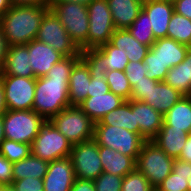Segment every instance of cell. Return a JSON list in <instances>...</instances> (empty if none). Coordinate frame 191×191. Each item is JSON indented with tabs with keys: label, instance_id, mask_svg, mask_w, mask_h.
I'll return each mask as SVG.
<instances>
[{
	"label": "cell",
	"instance_id": "5b68a950",
	"mask_svg": "<svg viewBox=\"0 0 191 191\" xmlns=\"http://www.w3.org/2000/svg\"><path fill=\"white\" fill-rule=\"evenodd\" d=\"M2 117L5 138L30 145L46 122L34 110H6Z\"/></svg>",
	"mask_w": 191,
	"mask_h": 191
},
{
	"label": "cell",
	"instance_id": "db71d44e",
	"mask_svg": "<svg viewBox=\"0 0 191 191\" xmlns=\"http://www.w3.org/2000/svg\"><path fill=\"white\" fill-rule=\"evenodd\" d=\"M138 1H140L143 4V3H146V2H148L150 0H138Z\"/></svg>",
	"mask_w": 191,
	"mask_h": 191
},
{
	"label": "cell",
	"instance_id": "f6af8a7d",
	"mask_svg": "<svg viewBox=\"0 0 191 191\" xmlns=\"http://www.w3.org/2000/svg\"><path fill=\"white\" fill-rule=\"evenodd\" d=\"M51 0H9L11 6H50Z\"/></svg>",
	"mask_w": 191,
	"mask_h": 191
},
{
	"label": "cell",
	"instance_id": "6da1fadb",
	"mask_svg": "<svg viewBox=\"0 0 191 191\" xmlns=\"http://www.w3.org/2000/svg\"><path fill=\"white\" fill-rule=\"evenodd\" d=\"M83 55H73L55 63L46 76L36 78L32 110L46 121L67 107L69 101V78L74 64Z\"/></svg>",
	"mask_w": 191,
	"mask_h": 191
},
{
	"label": "cell",
	"instance_id": "f35d334b",
	"mask_svg": "<svg viewBox=\"0 0 191 191\" xmlns=\"http://www.w3.org/2000/svg\"><path fill=\"white\" fill-rule=\"evenodd\" d=\"M7 191H44L43 179L39 178H24L13 181Z\"/></svg>",
	"mask_w": 191,
	"mask_h": 191
},
{
	"label": "cell",
	"instance_id": "7bdbcfd3",
	"mask_svg": "<svg viewBox=\"0 0 191 191\" xmlns=\"http://www.w3.org/2000/svg\"><path fill=\"white\" fill-rule=\"evenodd\" d=\"M174 12L191 20V0H172Z\"/></svg>",
	"mask_w": 191,
	"mask_h": 191
},
{
	"label": "cell",
	"instance_id": "ab89813d",
	"mask_svg": "<svg viewBox=\"0 0 191 191\" xmlns=\"http://www.w3.org/2000/svg\"><path fill=\"white\" fill-rule=\"evenodd\" d=\"M147 66L143 61L129 62L125 68L126 77L129 80L130 86L133 87L137 82L145 77Z\"/></svg>",
	"mask_w": 191,
	"mask_h": 191
},
{
	"label": "cell",
	"instance_id": "30bf717a",
	"mask_svg": "<svg viewBox=\"0 0 191 191\" xmlns=\"http://www.w3.org/2000/svg\"><path fill=\"white\" fill-rule=\"evenodd\" d=\"M89 32L87 35V52L110 41L116 29L107 0H93L87 5Z\"/></svg>",
	"mask_w": 191,
	"mask_h": 191
},
{
	"label": "cell",
	"instance_id": "8d00e7d4",
	"mask_svg": "<svg viewBox=\"0 0 191 191\" xmlns=\"http://www.w3.org/2000/svg\"><path fill=\"white\" fill-rule=\"evenodd\" d=\"M153 187L147 178L137 169L123 177L121 191H152Z\"/></svg>",
	"mask_w": 191,
	"mask_h": 191
},
{
	"label": "cell",
	"instance_id": "d6986e66",
	"mask_svg": "<svg viewBox=\"0 0 191 191\" xmlns=\"http://www.w3.org/2000/svg\"><path fill=\"white\" fill-rule=\"evenodd\" d=\"M123 102H125L123 98L109 91L105 94L87 97L78 106L94 123H97L100 122L106 114L117 109Z\"/></svg>",
	"mask_w": 191,
	"mask_h": 191
},
{
	"label": "cell",
	"instance_id": "8992f818",
	"mask_svg": "<svg viewBox=\"0 0 191 191\" xmlns=\"http://www.w3.org/2000/svg\"><path fill=\"white\" fill-rule=\"evenodd\" d=\"M174 160L153 141H146L137 156L136 169L147 178L153 188H157L172 172Z\"/></svg>",
	"mask_w": 191,
	"mask_h": 191
},
{
	"label": "cell",
	"instance_id": "4fadbf2b",
	"mask_svg": "<svg viewBox=\"0 0 191 191\" xmlns=\"http://www.w3.org/2000/svg\"><path fill=\"white\" fill-rule=\"evenodd\" d=\"M7 110H32L36 78L0 75Z\"/></svg>",
	"mask_w": 191,
	"mask_h": 191
},
{
	"label": "cell",
	"instance_id": "816d5d0a",
	"mask_svg": "<svg viewBox=\"0 0 191 191\" xmlns=\"http://www.w3.org/2000/svg\"><path fill=\"white\" fill-rule=\"evenodd\" d=\"M5 139L3 117L0 115V145Z\"/></svg>",
	"mask_w": 191,
	"mask_h": 191
},
{
	"label": "cell",
	"instance_id": "b9f144b4",
	"mask_svg": "<svg viewBox=\"0 0 191 191\" xmlns=\"http://www.w3.org/2000/svg\"><path fill=\"white\" fill-rule=\"evenodd\" d=\"M13 163L0 153V187L7 190L13 182Z\"/></svg>",
	"mask_w": 191,
	"mask_h": 191
},
{
	"label": "cell",
	"instance_id": "4dcf8cb0",
	"mask_svg": "<svg viewBox=\"0 0 191 191\" xmlns=\"http://www.w3.org/2000/svg\"><path fill=\"white\" fill-rule=\"evenodd\" d=\"M49 162L30 154L27 158L13 163V181L24 178L43 179L47 173Z\"/></svg>",
	"mask_w": 191,
	"mask_h": 191
},
{
	"label": "cell",
	"instance_id": "f1b7e54d",
	"mask_svg": "<svg viewBox=\"0 0 191 191\" xmlns=\"http://www.w3.org/2000/svg\"><path fill=\"white\" fill-rule=\"evenodd\" d=\"M163 121L172 129L191 133V96L181 97L168 112L163 115Z\"/></svg>",
	"mask_w": 191,
	"mask_h": 191
},
{
	"label": "cell",
	"instance_id": "5bb4252c",
	"mask_svg": "<svg viewBox=\"0 0 191 191\" xmlns=\"http://www.w3.org/2000/svg\"><path fill=\"white\" fill-rule=\"evenodd\" d=\"M72 159L69 157L49 162L43 177L44 191H70L75 181Z\"/></svg>",
	"mask_w": 191,
	"mask_h": 191
},
{
	"label": "cell",
	"instance_id": "1f68e13d",
	"mask_svg": "<svg viewBox=\"0 0 191 191\" xmlns=\"http://www.w3.org/2000/svg\"><path fill=\"white\" fill-rule=\"evenodd\" d=\"M167 37L191 47V20L173 12L167 29Z\"/></svg>",
	"mask_w": 191,
	"mask_h": 191
},
{
	"label": "cell",
	"instance_id": "9a60e30c",
	"mask_svg": "<svg viewBox=\"0 0 191 191\" xmlns=\"http://www.w3.org/2000/svg\"><path fill=\"white\" fill-rule=\"evenodd\" d=\"M29 51V60L35 78L46 76L50 68L65 56L53 47L34 39L25 45Z\"/></svg>",
	"mask_w": 191,
	"mask_h": 191
},
{
	"label": "cell",
	"instance_id": "3957f363",
	"mask_svg": "<svg viewBox=\"0 0 191 191\" xmlns=\"http://www.w3.org/2000/svg\"><path fill=\"white\" fill-rule=\"evenodd\" d=\"M188 48L168 37L156 39L143 61L147 66L145 76L164 81L169 69L185 59Z\"/></svg>",
	"mask_w": 191,
	"mask_h": 191
},
{
	"label": "cell",
	"instance_id": "bcb514c9",
	"mask_svg": "<svg viewBox=\"0 0 191 191\" xmlns=\"http://www.w3.org/2000/svg\"><path fill=\"white\" fill-rule=\"evenodd\" d=\"M8 44L6 42V38L3 35L2 29L0 27V72L3 69L5 58L7 54Z\"/></svg>",
	"mask_w": 191,
	"mask_h": 191
},
{
	"label": "cell",
	"instance_id": "c3c4849f",
	"mask_svg": "<svg viewBox=\"0 0 191 191\" xmlns=\"http://www.w3.org/2000/svg\"><path fill=\"white\" fill-rule=\"evenodd\" d=\"M7 110L5 97H4V88L2 84V80L0 77V115H2Z\"/></svg>",
	"mask_w": 191,
	"mask_h": 191
},
{
	"label": "cell",
	"instance_id": "7a4b0ae2",
	"mask_svg": "<svg viewBox=\"0 0 191 191\" xmlns=\"http://www.w3.org/2000/svg\"><path fill=\"white\" fill-rule=\"evenodd\" d=\"M49 6H11L0 18V27L8 46L26 45L36 39Z\"/></svg>",
	"mask_w": 191,
	"mask_h": 191
},
{
	"label": "cell",
	"instance_id": "cb8c5ba5",
	"mask_svg": "<svg viewBox=\"0 0 191 191\" xmlns=\"http://www.w3.org/2000/svg\"><path fill=\"white\" fill-rule=\"evenodd\" d=\"M116 29H128L142 10L138 0H107Z\"/></svg>",
	"mask_w": 191,
	"mask_h": 191
},
{
	"label": "cell",
	"instance_id": "44dd1931",
	"mask_svg": "<svg viewBox=\"0 0 191 191\" xmlns=\"http://www.w3.org/2000/svg\"><path fill=\"white\" fill-rule=\"evenodd\" d=\"M163 115L142 101L135 100V125H139V134L151 141L161 129Z\"/></svg>",
	"mask_w": 191,
	"mask_h": 191
},
{
	"label": "cell",
	"instance_id": "7402d4cb",
	"mask_svg": "<svg viewBox=\"0 0 191 191\" xmlns=\"http://www.w3.org/2000/svg\"><path fill=\"white\" fill-rule=\"evenodd\" d=\"M103 172L124 177L136 169V160L111 148L99 146Z\"/></svg>",
	"mask_w": 191,
	"mask_h": 191
},
{
	"label": "cell",
	"instance_id": "52a82bcc",
	"mask_svg": "<svg viewBox=\"0 0 191 191\" xmlns=\"http://www.w3.org/2000/svg\"><path fill=\"white\" fill-rule=\"evenodd\" d=\"M72 144L94 138V122L79 106H70L49 120Z\"/></svg>",
	"mask_w": 191,
	"mask_h": 191
},
{
	"label": "cell",
	"instance_id": "8fae6325",
	"mask_svg": "<svg viewBox=\"0 0 191 191\" xmlns=\"http://www.w3.org/2000/svg\"><path fill=\"white\" fill-rule=\"evenodd\" d=\"M36 39L53 47L65 57L84 55L51 10L42 19Z\"/></svg>",
	"mask_w": 191,
	"mask_h": 191
},
{
	"label": "cell",
	"instance_id": "ba28073f",
	"mask_svg": "<svg viewBox=\"0 0 191 191\" xmlns=\"http://www.w3.org/2000/svg\"><path fill=\"white\" fill-rule=\"evenodd\" d=\"M93 139L98 146L119 151L122 154L133 157L135 160L143 144L147 141L140 134L110 125H94Z\"/></svg>",
	"mask_w": 191,
	"mask_h": 191
},
{
	"label": "cell",
	"instance_id": "603a6c76",
	"mask_svg": "<svg viewBox=\"0 0 191 191\" xmlns=\"http://www.w3.org/2000/svg\"><path fill=\"white\" fill-rule=\"evenodd\" d=\"M188 134L183 130L172 129L164 121L158 134L151 140L169 157L178 159L183 146L187 142Z\"/></svg>",
	"mask_w": 191,
	"mask_h": 191
},
{
	"label": "cell",
	"instance_id": "ffe728a7",
	"mask_svg": "<svg viewBox=\"0 0 191 191\" xmlns=\"http://www.w3.org/2000/svg\"><path fill=\"white\" fill-rule=\"evenodd\" d=\"M29 58V51L25 45L9 46L0 75L35 78Z\"/></svg>",
	"mask_w": 191,
	"mask_h": 191
},
{
	"label": "cell",
	"instance_id": "11a10c76",
	"mask_svg": "<svg viewBox=\"0 0 191 191\" xmlns=\"http://www.w3.org/2000/svg\"><path fill=\"white\" fill-rule=\"evenodd\" d=\"M152 191H160L159 189L157 188H153Z\"/></svg>",
	"mask_w": 191,
	"mask_h": 191
},
{
	"label": "cell",
	"instance_id": "d590c367",
	"mask_svg": "<svg viewBox=\"0 0 191 191\" xmlns=\"http://www.w3.org/2000/svg\"><path fill=\"white\" fill-rule=\"evenodd\" d=\"M90 73L91 81L89 83V91L87 92V97H92V95L105 94L109 92V85L106 82V70L98 68L90 60Z\"/></svg>",
	"mask_w": 191,
	"mask_h": 191
},
{
	"label": "cell",
	"instance_id": "74e56055",
	"mask_svg": "<svg viewBox=\"0 0 191 191\" xmlns=\"http://www.w3.org/2000/svg\"><path fill=\"white\" fill-rule=\"evenodd\" d=\"M123 177L102 172L93 182L96 191H121Z\"/></svg>",
	"mask_w": 191,
	"mask_h": 191
},
{
	"label": "cell",
	"instance_id": "f5cc1de1",
	"mask_svg": "<svg viewBox=\"0 0 191 191\" xmlns=\"http://www.w3.org/2000/svg\"><path fill=\"white\" fill-rule=\"evenodd\" d=\"M188 191H191V177H190V179L188 180Z\"/></svg>",
	"mask_w": 191,
	"mask_h": 191
},
{
	"label": "cell",
	"instance_id": "e575fe53",
	"mask_svg": "<svg viewBox=\"0 0 191 191\" xmlns=\"http://www.w3.org/2000/svg\"><path fill=\"white\" fill-rule=\"evenodd\" d=\"M0 153L14 163L27 158L31 154V145L5 138L0 145Z\"/></svg>",
	"mask_w": 191,
	"mask_h": 191
},
{
	"label": "cell",
	"instance_id": "f546056e",
	"mask_svg": "<svg viewBox=\"0 0 191 191\" xmlns=\"http://www.w3.org/2000/svg\"><path fill=\"white\" fill-rule=\"evenodd\" d=\"M191 163L175 159L172 172L157 187L160 191H188Z\"/></svg>",
	"mask_w": 191,
	"mask_h": 191
},
{
	"label": "cell",
	"instance_id": "ac0fdd59",
	"mask_svg": "<svg viewBox=\"0 0 191 191\" xmlns=\"http://www.w3.org/2000/svg\"><path fill=\"white\" fill-rule=\"evenodd\" d=\"M142 10L148 15L155 39L167 37L170 18L174 12L171 0H150L143 3Z\"/></svg>",
	"mask_w": 191,
	"mask_h": 191
},
{
	"label": "cell",
	"instance_id": "4316f807",
	"mask_svg": "<svg viewBox=\"0 0 191 191\" xmlns=\"http://www.w3.org/2000/svg\"><path fill=\"white\" fill-rule=\"evenodd\" d=\"M109 42L119 49H124L129 62L144 61L150 49L134 38L128 29H115Z\"/></svg>",
	"mask_w": 191,
	"mask_h": 191
},
{
	"label": "cell",
	"instance_id": "d6a6232c",
	"mask_svg": "<svg viewBox=\"0 0 191 191\" xmlns=\"http://www.w3.org/2000/svg\"><path fill=\"white\" fill-rule=\"evenodd\" d=\"M148 15L141 10L136 20L128 28L130 34L136 38L140 43L149 47L156 41L151 24L149 23Z\"/></svg>",
	"mask_w": 191,
	"mask_h": 191
},
{
	"label": "cell",
	"instance_id": "681fc988",
	"mask_svg": "<svg viewBox=\"0 0 191 191\" xmlns=\"http://www.w3.org/2000/svg\"><path fill=\"white\" fill-rule=\"evenodd\" d=\"M93 0H51L50 3H80L83 5H88Z\"/></svg>",
	"mask_w": 191,
	"mask_h": 191
},
{
	"label": "cell",
	"instance_id": "836d02e7",
	"mask_svg": "<svg viewBox=\"0 0 191 191\" xmlns=\"http://www.w3.org/2000/svg\"><path fill=\"white\" fill-rule=\"evenodd\" d=\"M106 82L111 92L120 96L125 101L130 100L132 87L126 77L125 71H106Z\"/></svg>",
	"mask_w": 191,
	"mask_h": 191
},
{
	"label": "cell",
	"instance_id": "277c9868",
	"mask_svg": "<svg viewBox=\"0 0 191 191\" xmlns=\"http://www.w3.org/2000/svg\"><path fill=\"white\" fill-rule=\"evenodd\" d=\"M49 7L63 24L76 46L82 53H87V35L89 32L87 6L80 3H50Z\"/></svg>",
	"mask_w": 191,
	"mask_h": 191
},
{
	"label": "cell",
	"instance_id": "83f0119b",
	"mask_svg": "<svg viewBox=\"0 0 191 191\" xmlns=\"http://www.w3.org/2000/svg\"><path fill=\"white\" fill-rule=\"evenodd\" d=\"M164 82L184 96H191V47L188 48L185 59L169 69Z\"/></svg>",
	"mask_w": 191,
	"mask_h": 191
},
{
	"label": "cell",
	"instance_id": "60d3db41",
	"mask_svg": "<svg viewBox=\"0 0 191 191\" xmlns=\"http://www.w3.org/2000/svg\"><path fill=\"white\" fill-rule=\"evenodd\" d=\"M158 82L159 81L150 79L145 76L143 80L137 82L132 87L130 99H133L136 101H143L145 96H149V92L152 89V85H157Z\"/></svg>",
	"mask_w": 191,
	"mask_h": 191
},
{
	"label": "cell",
	"instance_id": "ee69618b",
	"mask_svg": "<svg viewBox=\"0 0 191 191\" xmlns=\"http://www.w3.org/2000/svg\"><path fill=\"white\" fill-rule=\"evenodd\" d=\"M70 191H96L91 180L75 179Z\"/></svg>",
	"mask_w": 191,
	"mask_h": 191
},
{
	"label": "cell",
	"instance_id": "d4e9b609",
	"mask_svg": "<svg viewBox=\"0 0 191 191\" xmlns=\"http://www.w3.org/2000/svg\"><path fill=\"white\" fill-rule=\"evenodd\" d=\"M183 96L164 81H159L157 85H152L149 96H145L142 102L164 115Z\"/></svg>",
	"mask_w": 191,
	"mask_h": 191
},
{
	"label": "cell",
	"instance_id": "484cf974",
	"mask_svg": "<svg viewBox=\"0 0 191 191\" xmlns=\"http://www.w3.org/2000/svg\"><path fill=\"white\" fill-rule=\"evenodd\" d=\"M94 125L117 126L139 134V125H135V100L123 102Z\"/></svg>",
	"mask_w": 191,
	"mask_h": 191
},
{
	"label": "cell",
	"instance_id": "9c48e42d",
	"mask_svg": "<svg viewBox=\"0 0 191 191\" xmlns=\"http://www.w3.org/2000/svg\"><path fill=\"white\" fill-rule=\"evenodd\" d=\"M72 143L47 120L31 143V154L48 162L69 157Z\"/></svg>",
	"mask_w": 191,
	"mask_h": 191
},
{
	"label": "cell",
	"instance_id": "f907efd6",
	"mask_svg": "<svg viewBox=\"0 0 191 191\" xmlns=\"http://www.w3.org/2000/svg\"><path fill=\"white\" fill-rule=\"evenodd\" d=\"M9 0H0V18L10 9Z\"/></svg>",
	"mask_w": 191,
	"mask_h": 191
},
{
	"label": "cell",
	"instance_id": "2e32d148",
	"mask_svg": "<svg viewBox=\"0 0 191 191\" xmlns=\"http://www.w3.org/2000/svg\"><path fill=\"white\" fill-rule=\"evenodd\" d=\"M91 81L90 59L84 54L75 64L69 78V101L78 106L87 98Z\"/></svg>",
	"mask_w": 191,
	"mask_h": 191
},
{
	"label": "cell",
	"instance_id": "e0dca14e",
	"mask_svg": "<svg viewBox=\"0 0 191 191\" xmlns=\"http://www.w3.org/2000/svg\"><path fill=\"white\" fill-rule=\"evenodd\" d=\"M85 54L93 64L106 71H125L129 63L126 51L113 46L110 42L98 48L90 49Z\"/></svg>",
	"mask_w": 191,
	"mask_h": 191
},
{
	"label": "cell",
	"instance_id": "7c38bea8",
	"mask_svg": "<svg viewBox=\"0 0 191 191\" xmlns=\"http://www.w3.org/2000/svg\"><path fill=\"white\" fill-rule=\"evenodd\" d=\"M70 158L76 179L94 181L103 172L99 146L94 139L73 144Z\"/></svg>",
	"mask_w": 191,
	"mask_h": 191
},
{
	"label": "cell",
	"instance_id": "7dc6e473",
	"mask_svg": "<svg viewBox=\"0 0 191 191\" xmlns=\"http://www.w3.org/2000/svg\"><path fill=\"white\" fill-rule=\"evenodd\" d=\"M178 159L191 163V133L188 134L187 142L183 146L182 152Z\"/></svg>",
	"mask_w": 191,
	"mask_h": 191
}]
</instances>
